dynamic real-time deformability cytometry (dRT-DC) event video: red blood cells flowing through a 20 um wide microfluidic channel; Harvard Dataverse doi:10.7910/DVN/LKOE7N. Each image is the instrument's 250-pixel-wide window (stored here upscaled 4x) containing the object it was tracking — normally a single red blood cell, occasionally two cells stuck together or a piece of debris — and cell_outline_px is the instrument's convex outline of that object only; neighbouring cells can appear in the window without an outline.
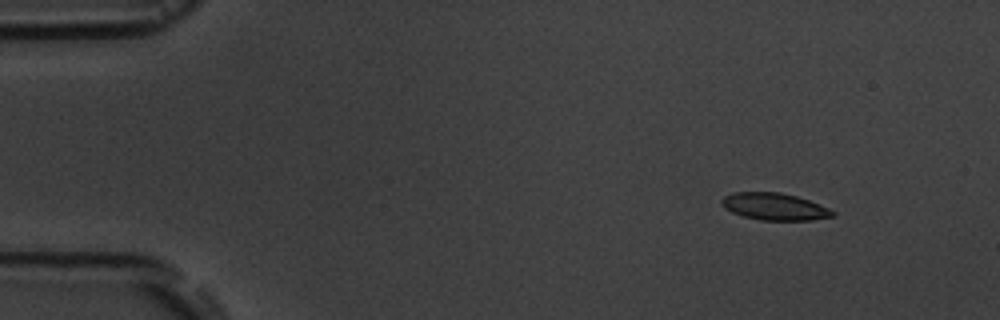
{"species": "common noctule bat (a hibernating species)", "species_latin": "Nyctalus noctula", "temperature_condition": "room temperature", "stored_images_in_passage": 4, "camera_frame_rate_fps": 3000, "um_per_image_px": 0.085, "animal": {"sex": "male", "body_mass_g": 19.5, "forearm_length_mm": 54.6}, "frame": {"image": 1, "passage_image": 1, "time_ms": 0.0, "image_size_px": [1000, 320], "cell_outline_px": [[836, 216], [812, 220], [760, 220], [744, 216], [732, 212], [724, 208], [720, 204], [720, 200], [724, 196], [732, 192], [780, 192], [796, 196], [808, 200], [828, 208], [836, 212]], "centroid_in_image_um": [65.81, 17.56], "position_along_channel_um": 19.2, "area_um2": 17.57}}
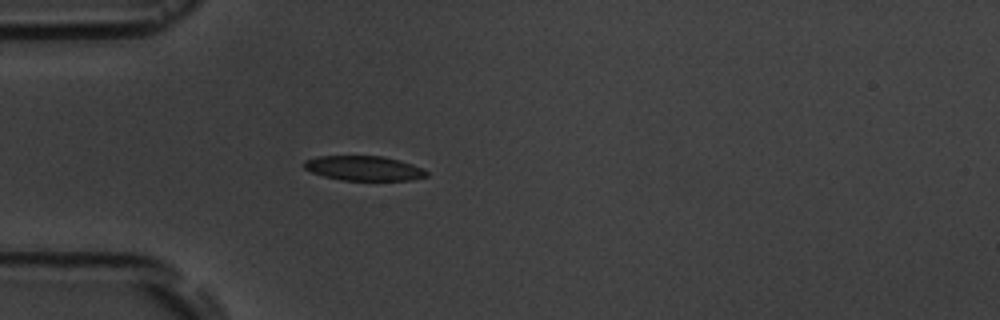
{"frame": {"image": 2, "passage_image": 4, "time_ms": 3.333, "image_size_px": [1000, 320], "cell_outline_px": [[428, 176], [412, 180], [340, 180], [324, 176], [312, 172], [304, 168], [304, 160], [316, 156], [384, 156], [400, 160], [412, 164], [428, 172]], "centroid_in_image_um": [30.92, 14.3], "position_along_channel_um": 54.1, "area_um2": 17.63}}